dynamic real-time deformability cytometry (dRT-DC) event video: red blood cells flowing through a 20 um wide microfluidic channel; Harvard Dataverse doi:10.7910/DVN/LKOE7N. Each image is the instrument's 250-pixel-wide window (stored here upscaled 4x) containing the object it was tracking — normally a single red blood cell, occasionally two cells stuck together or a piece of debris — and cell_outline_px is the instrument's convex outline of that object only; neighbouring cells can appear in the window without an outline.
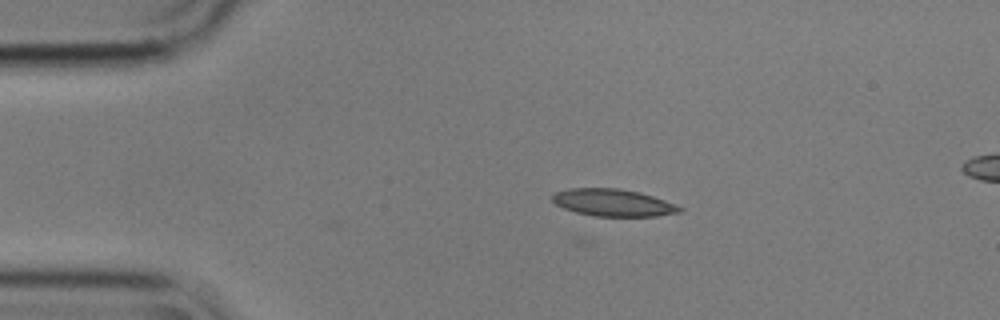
{"species": "common noctule bat (a hibernating species)", "species_latin": "Nyctalus noctula", "temperature_condition": "cold", "stored_images_in_passage": 31, "camera_frame_rate_fps": 3000, "um_per_image_px": 0.085, "animal": {"sex": "male", "body_mass_g": 17.9}, "frame": {"image": 1, "passage_image": 6, "time_ms": 1.667, "image_size_px": [1000, 320], "cell_outline_px": [[684, 208], [680, 212], [656, 216], [596, 216], [576, 212], [564, 208], [556, 204], [552, 200], [552, 196], [556, 192], [568, 188], [620, 188], [640, 192], [676, 204]], "centroid_in_image_um": [52.12, 17.22], "position_along_channel_um": 32.9, "area_um2": 20.11}}
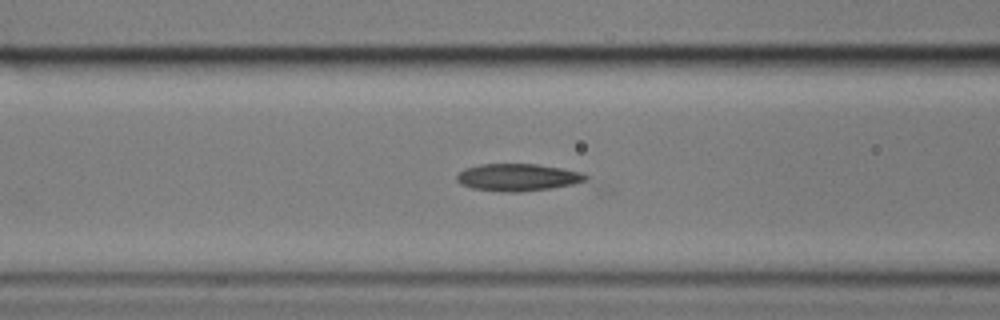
{"frame": {"image": 2, "passage_image": 17, "time_ms": 5.333, "image_size_px": [1000, 320], "cell_outline_px": [[588, 176], [584, 180], [572, 184], [548, 188], [520, 192], [500, 192], [472, 188], [460, 184], [456, 180], [456, 176], [464, 168], [480, 164], [536, 164], [564, 168], [580, 172]], "centroid_in_image_um": [43.95, 15.07], "position_along_channel_um": 122.7, "area_um2": 20.4}}
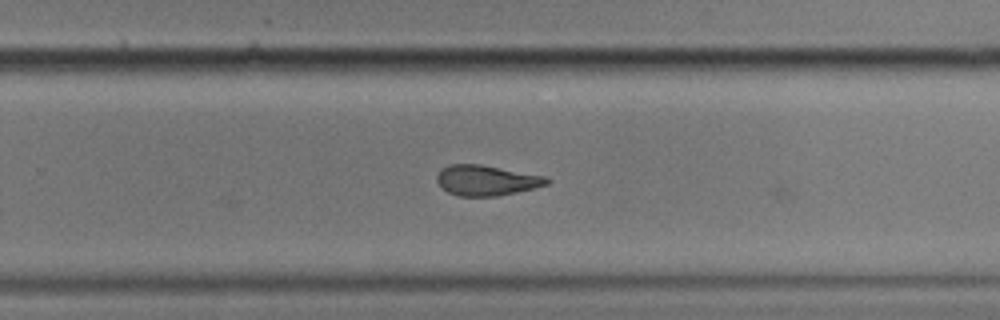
{"frame": {"image": 3, "passage_image": 31, "time_ms": 10.0, "image_size_px": [1000, 320], "cell_outline_px": [[552, 180], [548, 184], [516, 192], [496, 196], [460, 196], [448, 192], [436, 180], [436, 176], [440, 168], [448, 164], [480, 164], [544, 176]], "centroid_in_image_um": [41.31, 15.32], "position_along_channel_um": 288.5, "area_um2": 19.31}}